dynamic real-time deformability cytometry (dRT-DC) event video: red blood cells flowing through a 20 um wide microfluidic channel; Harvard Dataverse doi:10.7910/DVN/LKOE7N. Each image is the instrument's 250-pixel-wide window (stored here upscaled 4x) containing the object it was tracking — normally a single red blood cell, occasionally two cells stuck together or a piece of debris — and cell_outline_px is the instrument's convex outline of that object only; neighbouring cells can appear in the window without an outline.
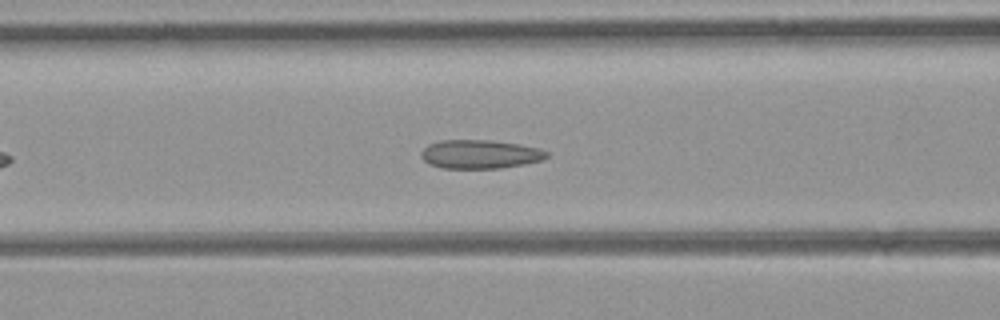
{"species": "common noctule bat (a hibernating species)", "species_latin": "Nyctalus noctula", "temperature_condition": "room temperature", "stored_images_in_passage": 35, "camera_frame_rate_fps": 3000, "um_per_image_px": 0.085, "animal": {"sex": "female", "body_mass_g": 21.9}, "frame": {"image": 1, "passage_image": 11, "time_ms": 3.333, "image_size_px": [1000, 320], "cell_outline_px": [[548, 156], [540, 160], [524, 164], [500, 168], [444, 168], [428, 164], [420, 156], [420, 152], [428, 144], [440, 140], [492, 140], [540, 148], [548, 152]], "centroid_in_image_um": [40.76, 13.1], "position_along_channel_um": 125.8, "area_um2": 20.98}}
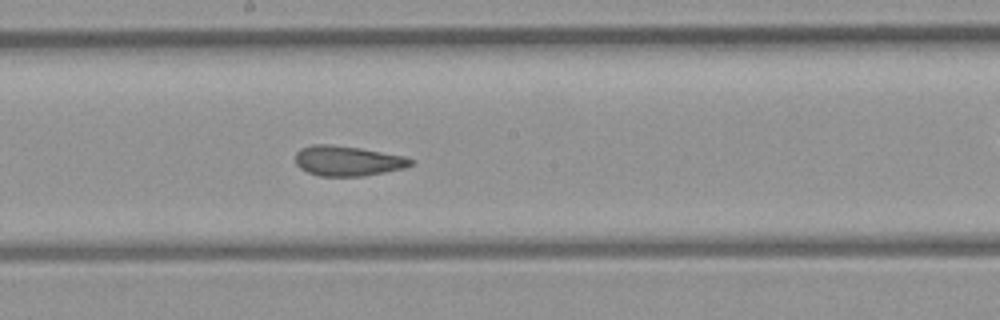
{"frame": {"image": 2, "passage_image": 18, "time_ms": 5.667, "image_size_px": [1000, 320], "cell_outline_px": [[416, 160], [412, 164], [404, 168], [364, 176], [320, 176], [308, 172], [300, 168], [296, 164], [296, 152], [300, 148], [312, 144], [328, 144], [360, 148], [404, 156]], "centroid_in_image_um": [29.54, 13.67], "position_along_channel_um": 218.7, "area_um2": 20.23}}
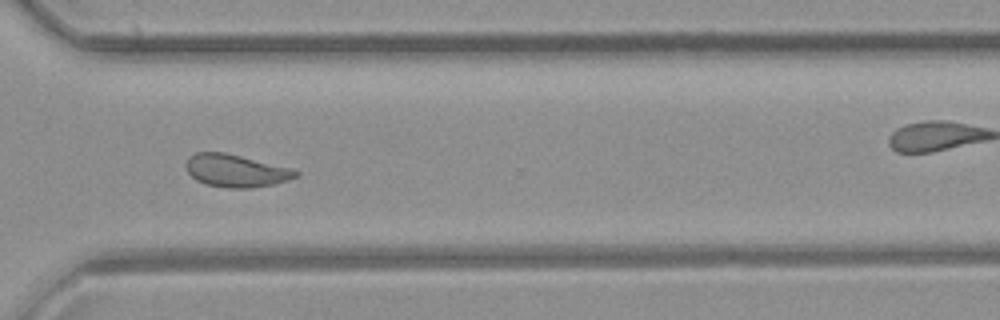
{"frame": {"image": 3, "passage_image": 28, "time_ms": 9.0, "image_size_px": [1000, 320], "cell_outline_px": [[300, 176], [288, 180], [272, 184], [252, 188], [228, 188], [204, 184], [196, 180], [188, 172], [184, 164], [188, 156], [196, 152], [224, 152], [292, 168], [300, 172]], "centroid_in_image_um": [20.04, 14.51], "position_along_channel_um": 350.6, "area_um2": 21.04}, "authors_computed_cell_mechanics": {"area_um2": 20.9236, "velocity_mm_per_s": 3.9698, "shape_relaxation_time_tau1_ms": null, "shape_relaxation_time_tau2_ms": 1.7989, "deformation_change_tau1": null, "deformation_change_tau2": 0.0842}}